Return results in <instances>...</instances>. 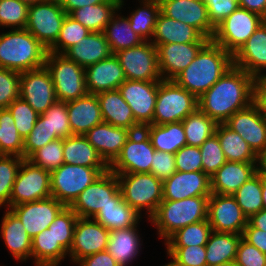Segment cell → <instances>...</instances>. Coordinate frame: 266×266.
Returning <instances> with one entry per match:
<instances>
[{
    "label": "cell",
    "instance_id": "cell-31",
    "mask_svg": "<svg viewBox=\"0 0 266 266\" xmlns=\"http://www.w3.org/2000/svg\"><path fill=\"white\" fill-rule=\"evenodd\" d=\"M0 227V236L4 239V243L12 256L20 262L31 259L32 238L27 234L22 222L10 209H6Z\"/></svg>",
    "mask_w": 266,
    "mask_h": 266
},
{
    "label": "cell",
    "instance_id": "cell-34",
    "mask_svg": "<svg viewBox=\"0 0 266 266\" xmlns=\"http://www.w3.org/2000/svg\"><path fill=\"white\" fill-rule=\"evenodd\" d=\"M124 0H106L74 10L70 16L91 32H103L116 12L121 11Z\"/></svg>",
    "mask_w": 266,
    "mask_h": 266
},
{
    "label": "cell",
    "instance_id": "cell-22",
    "mask_svg": "<svg viewBox=\"0 0 266 266\" xmlns=\"http://www.w3.org/2000/svg\"><path fill=\"white\" fill-rule=\"evenodd\" d=\"M207 42L155 44L163 80H173L196 57Z\"/></svg>",
    "mask_w": 266,
    "mask_h": 266
},
{
    "label": "cell",
    "instance_id": "cell-21",
    "mask_svg": "<svg viewBox=\"0 0 266 266\" xmlns=\"http://www.w3.org/2000/svg\"><path fill=\"white\" fill-rule=\"evenodd\" d=\"M161 12L174 20L196 28L204 37L212 39L215 27L211 24L204 0H159Z\"/></svg>",
    "mask_w": 266,
    "mask_h": 266
},
{
    "label": "cell",
    "instance_id": "cell-32",
    "mask_svg": "<svg viewBox=\"0 0 266 266\" xmlns=\"http://www.w3.org/2000/svg\"><path fill=\"white\" fill-rule=\"evenodd\" d=\"M68 59L86 68L109 58L112 52L103 32H90L63 53Z\"/></svg>",
    "mask_w": 266,
    "mask_h": 266
},
{
    "label": "cell",
    "instance_id": "cell-64",
    "mask_svg": "<svg viewBox=\"0 0 266 266\" xmlns=\"http://www.w3.org/2000/svg\"><path fill=\"white\" fill-rule=\"evenodd\" d=\"M254 102L259 107L261 114L266 118V85L256 79L254 86Z\"/></svg>",
    "mask_w": 266,
    "mask_h": 266
},
{
    "label": "cell",
    "instance_id": "cell-66",
    "mask_svg": "<svg viewBox=\"0 0 266 266\" xmlns=\"http://www.w3.org/2000/svg\"><path fill=\"white\" fill-rule=\"evenodd\" d=\"M239 7L254 12L261 17L266 15V0H238Z\"/></svg>",
    "mask_w": 266,
    "mask_h": 266
},
{
    "label": "cell",
    "instance_id": "cell-46",
    "mask_svg": "<svg viewBox=\"0 0 266 266\" xmlns=\"http://www.w3.org/2000/svg\"><path fill=\"white\" fill-rule=\"evenodd\" d=\"M212 231L208 219L202 220L177 230L164 244L165 246L206 245Z\"/></svg>",
    "mask_w": 266,
    "mask_h": 266
},
{
    "label": "cell",
    "instance_id": "cell-39",
    "mask_svg": "<svg viewBox=\"0 0 266 266\" xmlns=\"http://www.w3.org/2000/svg\"><path fill=\"white\" fill-rule=\"evenodd\" d=\"M215 133L227 161L257 162V154L238 133L225 123L217 124Z\"/></svg>",
    "mask_w": 266,
    "mask_h": 266
},
{
    "label": "cell",
    "instance_id": "cell-54",
    "mask_svg": "<svg viewBox=\"0 0 266 266\" xmlns=\"http://www.w3.org/2000/svg\"><path fill=\"white\" fill-rule=\"evenodd\" d=\"M203 172L212 176L226 161L217 134L210 136L201 146Z\"/></svg>",
    "mask_w": 266,
    "mask_h": 266
},
{
    "label": "cell",
    "instance_id": "cell-2",
    "mask_svg": "<svg viewBox=\"0 0 266 266\" xmlns=\"http://www.w3.org/2000/svg\"><path fill=\"white\" fill-rule=\"evenodd\" d=\"M233 66V56L209 40L173 80L197 99Z\"/></svg>",
    "mask_w": 266,
    "mask_h": 266
},
{
    "label": "cell",
    "instance_id": "cell-70",
    "mask_svg": "<svg viewBox=\"0 0 266 266\" xmlns=\"http://www.w3.org/2000/svg\"><path fill=\"white\" fill-rule=\"evenodd\" d=\"M20 1L25 3L28 6H31L33 4H37V3L43 2L44 0H20Z\"/></svg>",
    "mask_w": 266,
    "mask_h": 266
},
{
    "label": "cell",
    "instance_id": "cell-23",
    "mask_svg": "<svg viewBox=\"0 0 266 266\" xmlns=\"http://www.w3.org/2000/svg\"><path fill=\"white\" fill-rule=\"evenodd\" d=\"M211 196L210 176L203 171L180 172L163 181V200H183Z\"/></svg>",
    "mask_w": 266,
    "mask_h": 266
},
{
    "label": "cell",
    "instance_id": "cell-68",
    "mask_svg": "<svg viewBox=\"0 0 266 266\" xmlns=\"http://www.w3.org/2000/svg\"><path fill=\"white\" fill-rule=\"evenodd\" d=\"M257 172L266 175V148L257 155Z\"/></svg>",
    "mask_w": 266,
    "mask_h": 266
},
{
    "label": "cell",
    "instance_id": "cell-41",
    "mask_svg": "<svg viewBox=\"0 0 266 266\" xmlns=\"http://www.w3.org/2000/svg\"><path fill=\"white\" fill-rule=\"evenodd\" d=\"M140 218L141 215L123 199L119 204H108L93 217L109 231L138 226Z\"/></svg>",
    "mask_w": 266,
    "mask_h": 266
},
{
    "label": "cell",
    "instance_id": "cell-1",
    "mask_svg": "<svg viewBox=\"0 0 266 266\" xmlns=\"http://www.w3.org/2000/svg\"><path fill=\"white\" fill-rule=\"evenodd\" d=\"M255 82L253 76L233 65L198 98V108L217 124L225 123L254 102Z\"/></svg>",
    "mask_w": 266,
    "mask_h": 266
},
{
    "label": "cell",
    "instance_id": "cell-11",
    "mask_svg": "<svg viewBox=\"0 0 266 266\" xmlns=\"http://www.w3.org/2000/svg\"><path fill=\"white\" fill-rule=\"evenodd\" d=\"M50 196V172L23 158L12 187L9 209L15 205L46 199Z\"/></svg>",
    "mask_w": 266,
    "mask_h": 266
},
{
    "label": "cell",
    "instance_id": "cell-38",
    "mask_svg": "<svg viewBox=\"0 0 266 266\" xmlns=\"http://www.w3.org/2000/svg\"><path fill=\"white\" fill-rule=\"evenodd\" d=\"M242 235L212 231L205 245L207 266L235 261Z\"/></svg>",
    "mask_w": 266,
    "mask_h": 266
},
{
    "label": "cell",
    "instance_id": "cell-53",
    "mask_svg": "<svg viewBox=\"0 0 266 266\" xmlns=\"http://www.w3.org/2000/svg\"><path fill=\"white\" fill-rule=\"evenodd\" d=\"M58 138L55 133H51L47 118L39 114L34 128L24 139L23 158L28 159L36 150Z\"/></svg>",
    "mask_w": 266,
    "mask_h": 266
},
{
    "label": "cell",
    "instance_id": "cell-16",
    "mask_svg": "<svg viewBox=\"0 0 266 266\" xmlns=\"http://www.w3.org/2000/svg\"><path fill=\"white\" fill-rule=\"evenodd\" d=\"M19 97L38 114L45 112L57 101L50 72L45 66L21 72Z\"/></svg>",
    "mask_w": 266,
    "mask_h": 266
},
{
    "label": "cell",
    "instance_id": "cell-35",
    "mask_svg": "<svg viewBox=\"0 0 266 266\" xmlns=\"http://www.w3.org/2000/svg\"><path fill=\"white\" fill-rule=\"evenodd\" d=\"M142 130L150 138L152 146L157 151L175 154L187 145L182 121L163 125L150 124Z\"/></svg>",
    "mask_w": 266,
    "mask_h": 266
},
{
    "label": "cell",
    "instance_id": "cell-14",
    "mask_svg": "<svg viewBox=\"0 0 266 266\" xmlns=\"http://www.w3.org/2000/svg\"><path fill=\"white\" fill-rule=\"evenodd\" d=\"M154 152L155 148L143 130L131 133L109 170L115 174L151 173Z\"/></svg>",
    "mask_w": 266,
    "mask_h": 266
},
{
    "label": "cell",
    "instance_id": "cell-50",
    "mask_svg": "<svg viewBox=\"0 0 266 266\" xmlns=\"http://www.w3.org/2000/svg\"><path fill=\"white\" fill-rule=\"evenodd\" d=\"M34 165L52 172L64 164L63 139L58 138L36 150L29 158Z\"/></svg>",
    "mask_w": 266,
    "mask_h": 266
},
{
    "label": "cell",
    "instance_id": "cell-27",
    "mask_svg": "<svg viewBox=\"0 0 266 266\" xmlns=\"http://www.w3.org/2000/svg\"><path fill=\"white\" fill-rule=\"evenodd\" d=\"M257 162L226 161L212 176L211 194L233 195L256 172Z\"/></svg>",
    "mask_w": 266,
    "mask_h": 266
},
{
    "label": "cell",
    "instance_id": "cell-42",
    "mask_svg": "<svg viewBox=\"0 0 266 266\" xmlns=\"http://www.w3.org/2000/svg\"><path fill=\"white\" fill-rule=\"evenodd\" d=\"M142 5L127 16L130 27L144 41H151L158 15L161 12L159 0H138Z\"/></svg>",
    "mask_w": 266,
    "mask_h": 266
},
{
    "label": "cell",
    "instance_id": "cell-69",
    "mask_svg": "<svg viewBox=\"0 0 266 266\" xmlns=\"http://www.w3.org/2000/svg\"><path fill=\"white\" fill-rule=\"evenodd\" d=\"M263 209H266V175H261Z\"/></svg>",
    "mask_w": 266,
    "mask_h": 266
},
{
    "label": "cell",
    "instance_id": "cell-24",
    "mask_svg": "<svg viewBox=\"0 0 266 266\" xmlns=\"http://www.w3.org/2000/svg\"><path fill=\"white\" fill-rule=\"evenodd\" d=\"M233 65L261 79L266 69V25L262 23L233 56ZM264 70V71H263Z\"/></svg>",
    "mask_w": 266,
    "mask_h": 266
},
{
    "label": "cell",
    "instance_id": "cell-3",
    "mask_svg": "<svg viewBox=\"0 0 266 266\" xmlns=\"http://www.w3.org/2000/svg\"><path fill=\"white\" fill-rule=\"evenodd\" d=\"M48 49L26 28L0 34V67L24 72L45 66Z\"/></svg>",
    "mask_w": 266,
    "mask_h": 266
},
{
    "label": "cell",
    "instance_id": "cell-44",
    "mask_svg": "<svg viewBox=\"0 0 266 266\" xmlns=\"http://www.w3.org/2000/svg\"><path fill=\"white\" fill-rule=\"evenodd\" d=\"M232 196L248 219L261 211L263 209L261 174L256 172Z\"/></svg>",
    "mask_w": 266,
    "mask_h": 266
},
{
    "label": "cell",
    "instance_id": "cell-51",
    "mask_svg": "<svg viewBox=\"0 0 266 266\" xmlns=\"http://www.w3.org/2000/svg\"><path fill=\"white\" fill-rule=\"evenodd\" d=\"M29 6L20 0H0V27L24 29Z\"/></svg>",
    "mask_w": 266,
    "mask_h": 266
},
{
    "label": "cell",
    "instance_id": "cell-73",
    "mask_svg": "<svg viewBox=\"0 0 266 266\" xmlns=\"http://www.w3.org/2000/svg\"><path fill=\"white\" fill-rule=\"evenodd\" d=\"M266 85V73L260 79Z\"/></svg>",
    "mask_w": 266,
    "mask_h": 266
},
{
    "label": "cell",
    "instance_id": "cell-45",
    "mask_svg": "<svg viewBox=\"0 0 266 266\" xmlns=\"http://www.w3.org/2000/svg\"><path fill=\"white\" fill-rule=\"evenodd\" d=\"M24 139L15 127L10 111L0 109V155H15L23 158Z\"/></svg>",
    "mask_w": 266,
    "mask_h": 266
},
{
    "label": "cell",
    "instance_id": "cell-74",
    "mask_svg": "<svg viewBox=\"0 0 266 266\" xmlns=\"http://www.w3.org/2000/svg\"><path fill=\"white\" fill-rule=\"evenodd\" d=\"M44 1H50V2L62 3L63 0H44Z\"/></svg>",
    "mask_w": 266,
    "mask_h": 266
},
{
    "label": "cell",
    "instance_id": "cell-59",
    "mask_svg": "<svg viewBox=\"0 0 266 266\" xmlns=\"http://www.w3.org/2000/svg\"><path fill=\"white\" fill-rule=\"evenodd\" d=\"M235 262L237 266H266V255L241 238Z\"/></svg>",
    "mask_w": 266,
    "mask_h": 266
},
{
    "label": "cell",
    "instance_id": "cell-29",
    "mask_svg": "<svg viewBox=\"0 0 266 266\" xmlns=\"http://www.w3.org/2000/svg\"><path fill=\"white\" fill-rule=\"evenodd\" d=\"M96 96L105 123L126 128L132 133L142 130L135 122L131 107L122 98L118 89L99 92Z\"/></svg>",
    "mask_w": 266,
    "mask_h": 266
},
{
    "label": "cell",
    "instance_id": "cell-65",
    "mask_svg": "<svg viewBox=\"0 0 266 266\" xmlns=\"http://www.w3.org/2000/svg\"><path fill=\"white\" fill-rule=\"evenodd\" d=\"M106 0H63L61 3L62 8L67 15H70L74 10L88 6L96 5L105 2Z\"/></svg>",
    "mask_w": 266,
    "mask_h": 266
},
{
    "label": "cell",
    "instance_id": "cell-26",
    "mask_svg": "<svg viewBox=\"0 0 266 266\" xmlns=\"http://www.w3.org/2000/svg\"><path fill=\"white\" fill-rule=\"evenodd\" d=\"M86 87L89 94L115 90L126 80L118 58L112 54L85 68Z\"/></svg>",
    "mask_w": 266,
    "mask_h": 266
},
{
    "label": "cell",
    "instance_id": "cell-52",
    "mask_svg": "<svg viewBox=\"0 0 266 266\" xmlns=\"http://www.w3.org/2000/svg\"><path fill=\"white\" fill-rule=\"evenodd\" d=\"M7 109L14 119L19 135L25 139L34 128L39 114L20 97L14 100Z\"/></svg>",
    "mask_w": 266,
    "mask_h": 266
},
{
    "label": "cell",
    "instance_id": "cell-61",
    "mask_svg": "<svg viewBox=\"0 0 266 266\" xmlns=\"http://www.w3.org/2000/svg\"><path fill=\"white\" fill-rule=\"evenodd\" d=\"M211 24L216 27L239 7L238 0H204Z\"/></svg>",
    "mask_w": 266,
    "mask_h": 266
},
{
    "label": "cell",
    "instance_id": "cell-60",
    "mask_svg": "<svg viewBox=\"0 0 266 266\" xmlns=\"http://www.w3.org/2000/svg\"><path fill=\"white\" fill-rule=\"evenodd\" d=\"M175 155L155 150L151 173L159 180H166L176 172Z\"/></svg>",
    "mask_w": 266,
    "mask_h": 266
},
{
    "label": "cell",
    "instance_id": "cell-15",
    "mask_svg": "<svg viewBox=\"0 0 266 266\" xmlns=\"http://www.w3.org/2000/svg\"><path fill=\"white\" fill-rule=\"evenodd\" d=\"M160 81L125 80L118 88L131 107L135 122L141 127L153 124V116Z\"/></svg>",
    "mask_w": 266,
    "mask_h": 266
},
{
    "label": "cell",
    "instance_id": "cell-5",
    "mask_svg": "<svg viewBox=\"0 0 266 266\" xmlns=\"http://www.w3.org/2000/svg\"><path fill=\"white\" fill-rule=\"evenodd\" d=\"M116 175L122 199L139 214L144 208L150 219L163 201V181L152 173Z\"/></svg>",
    "mask_w": 266,
    "mask_h": 266
},
{
    "label": "cell",
    "instance_id": "cell-75",
    "mask_svg": "<svg viewBox=\"0 0 266 266\" xmlns=\"http://www.w3.org/2000/svg\"><path fill=\"white\" fill-rule=\"evenodd\" d=\"M263 23L266 25V15L263 17Z\"/></svg>",
    "mask_w": 266,
    "mask_h": 266
},
{
    "label": "cell",
    "instance_id": "cell-4",
    "mask_svg": "<svg viewBox=\"0 0 266 266\" xmlns=\"http://www.w3.org/2000/svg\"><path fill=\"white\" fill-rule=\"evenodd\" d=\"M209 197L197 196L176 201L163 200L155 214L148 220L155 225L159 237L166 241L177 230L207 220Z\"/></svg>",
    "mask_w": 266,
    "mask_h": 266
},
{
    "label": "cell",
    "instance_id": "cell-10",
    "mask_svg": "<svg viewBox=\"0 0 266 266\" xmlns=\"http://www.w3.org/2000/svg\"><path fill=\"white\" fill-rule=\"evenodd\" d=\"M121 200L117 175L108 169L78 196L70 208L78 217L93 218L108 204H119Z\"/></svg>",
    "mask_w": 266,
    "mask_h": 266
},
{
    "label": "cell",
    "instance_id": "cell-57",
    "mask_svg": "<svg viewBox=\"0 0 266 266\" xmlns=\"http://www.w3.org/2000/svg\"><path fill=\"white\" fill-rule=\"evenodd\" d=\"M20 75L18 71L0 67V109L19 98Z\"/></svg>",
    "mask_w": 266,
    "mask_h": 266
},
{
    "label": "cell",
    "instance_id": "cell-71",
    "mask_svg": "<svg viewBox=\"0 0 266 266\" xmlns=\"http://www.w3.org/2000/svg\"><path fill=\"white\" fill-rule=\"evenodd\" d=\"M171 259V262L167 263L166 265L163 266H181L173 257H171L170 255H168Z\"/></svg>",
    "mask_w": 266,
    "mask_h": 266
},
{
    "label": "cell",
    "instance_id": "cell-55",
    "mask_svg": "<svg viewBox=\"0 0 266 266\" xmlns=\"http://www.w3.org/2000/svg\"><path fill=\"white\" fill-rule=\"evenodd\" d=\"M41 115L47 118L51 133H55L61 139L73 135L68 120L67 103L56 101Z\"/></svg>",
    "mask_w": 266,
    "mask_h": 266
},
{
    "label": "cell",
    "instance_id": "cell-6",
    "mask_svg": "<svg viewBox=\"0 0 266 266\" xmlns=\"http://www.w3.org/2000/svg\"><path fill=\"white\" fill-rule=\"evenodd\" d=\"M45 67L50 72L57 101L67 103L88 94L85 68L64 54L48 52Z\"/></svg>",
    "mask_w": 266,
    "mask_h": 266
},
{
    "label": "cell",
    "instance_id": "cell-48",
    "mask_svg": "<svg viewBox=\"0 0 266 266\" xmlns=\"http://www.w3.org/2000/svg\"><path fill=\"white\" fill-rule=\"evenodd\" d=\"M23 158L0 155V207L9 209L10 195Z\"/></svg>",
    "mask_w": 266,
    "mask_h": 266
},
{
    "label": "cell",
    "instance_id": "cell-30",
    "mask_svg": "<svg viewBox=\"0 0 266 266\" xmlns=\"http://www.w3.org/2000/svg\"><path fill=\"white\" fill-rule=\"evenodd\" d=\"M152 38L151 42L154 44L209 41V39L204 37L196 28L182 23L181 21L171 19L162 12L158 15Z\"/></svg>",
    "mask_w": 266,
    "mask_h": 266
},
{
    "label": "cell",
    "instance_id": "cell-12",
    "mask_svg": "<svg viewBox=\"0 0 266 266\" xmlns=\"http://www.w3.org/2000/svg\"><path fill=\"white\" fill-rule=\"evenodd\" d=\"M127 80L161 81L157 48L151 41L115 53Z\"/></svg>",
    "mask_w": 266,
    "mask_h": 266
},
{
    "label": "cell",
    "instance_id": "cell-18",
    "mask_svg": "<svg viewBox=\"0 0 266 266\" xmlns=\"http://www.w3.org/2000/svg\"><path fill=\"white\" fill-rule=\"evenodd\" d=\"M109 236L110 231L93 218L78 217L68 257L76 263L86 256L106 250Z\"/></svg>",
    "mask_w": 266,
    "mask_h": 266
},
{
    "label": "cell",
    "instance_id": "cell-28",
    "mask_svg": "<svg viewBox=\"0 0 266 266\" xmlns=\"http://www.w3.org/2000/svg\"><path fill=\"white\" fill-rule=\"evenodd\" d=\"M68 120L73 135H84L103 121L96 94L67 102Z\"/></svg>",
    "mask_w": 266,
    "mask_h": 266
},
{
    "label": "cell",
    "instance_id": "cell-9",
    "mask_svg": "<svg viewBox=\"0 0 266 266\" xmlns=\"http://www.w3.org/2000/svg\"><path fill=\"white\" fill-rule=\"evenodd\" d=\"M263 23V17L238 7L215 27L212 41L234 56Z\"/></svg>",
    "mask_w": 266,
    "mask_h": 266
},
{
    "label": "cell",
    "instance_id": "cell-47",
    "mask_svg": "<svg viewBox=\"0 0 266 266\" xmlns=\"http://www.w3.org/2000/svg\"><path fill=\"white\" fill-rule=\"evenodd\" d=\"M91 31L77 22L70 15H66L56 42L48 49V52L63 54L72 45H75L86 37Z\"/></svg>",
    "mask_w": 266,
    "mask_h": 266
},
{
    "label": "cell",
    "instance_id": "cell-56",
    "mask_svg": "<svg viewBox=\"0 0 266 266\" xmlns=\"http://www.w3.org/2000/svg\"><path fill=\"white\" fill-rule=\"evenodd\" d=\"M166 252L181 266H207L205 245L166 246Z\"/></svg>",
    "mask_w": 266,
    "mask_h": 266
},
{
    "label": "cell",
    "instance_id": "cell-37",
    "mask_svg": "<svg viewBox=\"0 0 266 266\" xmlns=\"http://www.w3.org/2000/svg\"><path fill=\"white\" fill-rule=\"evenodd\" d=\"M68 252L55 240L51 230L45 229L32 238L31 258L35 266H59Z\"/></svg>",
    "mask_w": 266,
    "mask_h": 266
},
{
    "label": "cell",
    "instance_id": "cell-40",
    "mask_svg": "<svg viewBox=\"0 0 266 266\" xmlns=\"http://www.w3.org/2000/svg\"><path fill=\"white\" fill-rule=\"evenodd\" d=\"M103 33L109 43L112 54L123 49L138 46L144 42V40L130 27L128 18L120 16L117 12L109 21Z\"/></svg>",
    "mask_w": 266,
    "mask_h": 266
},
{
    "label": "cell",
    "instance_id": "cell-72",
    "mask_svg": "<svg viewBox=\"0 0 266 266\" xmlns=\"http://www.w3.org/2000/svg\"><path fill=\"white\" fill-rule=\"evenodd\" d=\"M214 266H237V265L235 261H229V262L221 263V264L214 265Z\"/></svg>",
    "mask_w": 266,
    "mask_h": 266
},
{
    "label": "cell",
    "instance_id": "cell-13",
    "mask_svg": "<svg viewBox=\"0 0 266 266\" xmlns=\"http://www.w3.org/2000/svg\"><path fill=\"white\" fill-rule=\"evenodd\" d=\"M66 12L61 3L43 1L28 8L26 29L47 49L57 40Z\"/></svg>",
    "mask_w": 266,
    "mask_h": 266
},
{
    "label": "cell",
    "instance_id": "cell-36",
    "mask_svg": "<svg viewBox=\"0 0 266 266\" xmlns=\"http://www.w3.org/2000/svg\"><path fill=\"white\" fill-rule=\"evenodd\" d=\"M64 163L86 167H109L84 135L63 139Z\"/></svg>",
    "mask_w": 266,
    "mask_h": 266
},
{
    "label": "cell",
    "instance_id": "cell-33",
    "mask_svg": "<svg viewBox=\"0 0 266 266\" xmlns=\"http://www.w3.org/2000/svg\"><path fill=\"white\" fill-rule=\"evenodd\" d=\"M137 227L133 226L125 229L110 230L106 250L116 260L119 266H128V264H131L139 256V248L142 245Z\"/></svg>",
    "mask_w": 266,
    "mask_h": 266
},
{
    "label": "cell",
    "instance_id": "cell-19",
    "mask_svg": "<svg viewBox=\"0 0 266 266\" xmlns=\"http://www.w3.org/2000/svg\"><path fill=\"white\" fill-rule=\"evenodd\" d=\"M65 206L54 197L15 205L10 210L22 222L27 234L34 238L54 222Z\"/></svg>",
    "mask_w": 266,
    "mask_h": 266
},
{
    "label": "cell",
    "instance_id": "cell-20",
    "mask_svg": "<svg viewBox=\"0 0 266 266\" xmlns=\"http://www.w3.org/2000/svg\"><path fill=\"white\" fill-rule=\"evenodd\" d=\"M225 124L238 133L257 155L266 148V118L255 102L235 112Z\"/></svg>",
    "mask_w": 266,
    "mask_h": 266
},
{
    "label": "cell",
    "instance_id": "cell-58",
    "mask_svg": "<svg viewBox=\"0 0 266 266\" xmlns=\"http://www.w3.org/2000/svg\"><path fill=\"white\" fill-rule=\"evenodd\" d=\"M174 155L177 171H203L200 147L186 145L179 149Z\"/></svg>",
    "mask_w": 266,
    "mask_h": 266
},
{
    "label": "cell",
    "instance_id": "cell-49",
    "mask_svg": "<svg viewBox=\"0 0 266 266\" xmlns=\"http://www.w3.org/2000/svg\"><path fill=\"white\" fill-rule=\"evenodd\" d=\"M78 216L70 207H64L55 217L54 222L48 227L51 230L56 241L69 252L72 243L74 228Z\"/></svg>",
    "mask_w": 266,
    "mask_h": 266
},
{
    "label": "cell",
    "instance_id": "cell-17",
    "mask_svg": "<svg viewBox=\"0 0 266 266\" xmlns=\"http://www.w3.org/2000/svg\"><path fill=\"white\" fill-rule=\"evenodd\" d=\"M207 219L213 231L242 235L248 218L232 195L211 194Z\"/></svg>",
    "mask_w": 266,
    "mask_h": 266
},
{
    "label": "cell",
    "instance_id": "cell-67",
    "mask_svg": "<svg viewBox=\"0 0 266 266\" xmlns=\"http://www.w3.org/2000/svg\"><path fill=\"white\" fill-rule=\"evenodd\" d=\"M248 223L253 227L266 231V209H262L248 219Z\"/></svg>",
    "mask_w": 266,
    "mask_h": 266
},
{
    "label": "cell",
    "instance_id": "cell-8",
    "mask_svg": "<svg viewBox=\"0 0 266 266\" xmlns=\"http://www.w3.org/2000/svg\"><path fill=\"white\" fill-rule=\"evenodd\" d=\"M198 108V99L174 80H161L158 86L153 124L183 121Z\"/></svg>",
    "mask_w": 266,
    "mask_h": 266
},
{
    "label": "cell",
    "instance_id": "cell-63",
    "mask_svg": "<svg viewBox=\"0 0 266 266\" xmlns=\"http://www.w3.org/2000/svg\"><path fill=\"white\" fill-rule=\"evenodd\" d=\"M242 238L266 255V231L253 228L249 223L244 228Z\"/></svg>",
    "mask_w": 266,
    "mask_h": 266
},
{
    "label": "cell",
    "instance_id": "cell-43",
    "mask_svg": "<svg viewBox=\"0 0 266 266\" xmlns=\"http://www.w3.org/2000/svg\"><path fill=\"white\" fill-rule=\"evenodd\" d=\"M182 125L188 146L200 147L210 136L215 134L217 123L197 108L189 114Z\"/></svg>",
    "mask_w": 266,
    "mask_h": 266
},
{
    "label": "cell",
    "instance_id": "cell-25",
    "mask_svg": "<svg viewBox=\"0 0 266 266\" xmlns=\"http://www.w3.org/2000/svg\"><path fill=\"white\" fill-rule=\"evenodd\" d=\"M131 131L102 122L84 134L88 142L109 166L120 154Z\"/></svg>",
    "mask_w": 266,
    "mask_h": 266
},
{
    "label": "cell",
    "instance_id": "cell-62",
    "mask_svg": "<svg viewBox=\"0 0 266 266\" xmlns=\"http://www.w3.org/2000/svg\"><path fill=\"white\" fill-rule=\"evenodd\" d=\"M75 264L78 266H119L107 250L86 256Z\"/></svg>",
    "mask_w": 266,
    "mask_h": 266
},
{
    "label": "cell",
    "instance_id": "cell-7",
    "mask_svg": "<svg viewBox=\"0 0 266 266\" xmlns=\"http://www.w3.org/2000/svg\"><path fill=\"white\" fill-rule=\"evenodd\" d=\"M109 167H86L64 163L50 173L51 196L70 207L78 196Z\"/></svg>",
    "mask_w": 266,
    "mask_h": 266
}]
</instances>
